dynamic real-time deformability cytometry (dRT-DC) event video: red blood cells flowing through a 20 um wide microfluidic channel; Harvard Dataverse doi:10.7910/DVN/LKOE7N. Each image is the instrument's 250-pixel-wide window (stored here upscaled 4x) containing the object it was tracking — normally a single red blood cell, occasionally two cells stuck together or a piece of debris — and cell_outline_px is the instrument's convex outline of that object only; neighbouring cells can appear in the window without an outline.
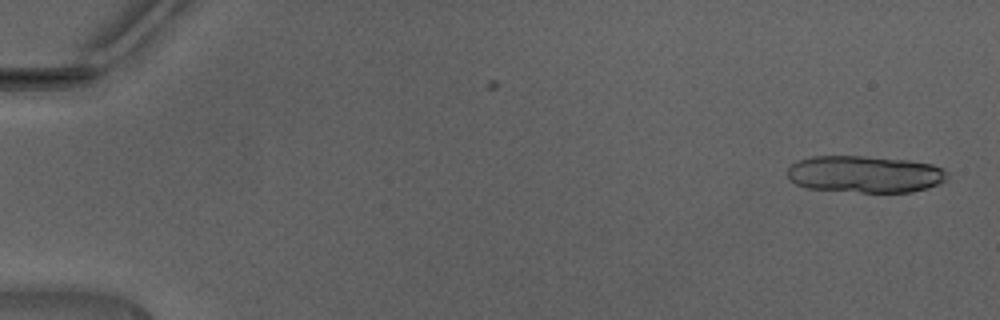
{"species": "Egyptian fruit bat (a non-hibernating species)", "species_latin": "Rousettus aegyptiacus", "temperature_condition": "warm", "stored_images_in_passage": 14, "camera_frame_rate_fps": 3000, "um_per_image_px": 0.085, "animal": {"sex": "male"}, "frame": {"image": 1, "passage_image": 1, "time_ms": 0.0, "image_size_px": [1000, 320], "cell_outline_px": [[948, 180], [912, 192], [860, 192], [808, 188], [796, 184], [788, 176], [788, 168], [796, 160], [812, 156], [864, 156], [908, 160], [932, 164], [944, 168], [948, 172]], "centroid_in_image_um": [73.53, 14.79], "position_along_channel_um": 11.5, "area_um2": 34.45}}